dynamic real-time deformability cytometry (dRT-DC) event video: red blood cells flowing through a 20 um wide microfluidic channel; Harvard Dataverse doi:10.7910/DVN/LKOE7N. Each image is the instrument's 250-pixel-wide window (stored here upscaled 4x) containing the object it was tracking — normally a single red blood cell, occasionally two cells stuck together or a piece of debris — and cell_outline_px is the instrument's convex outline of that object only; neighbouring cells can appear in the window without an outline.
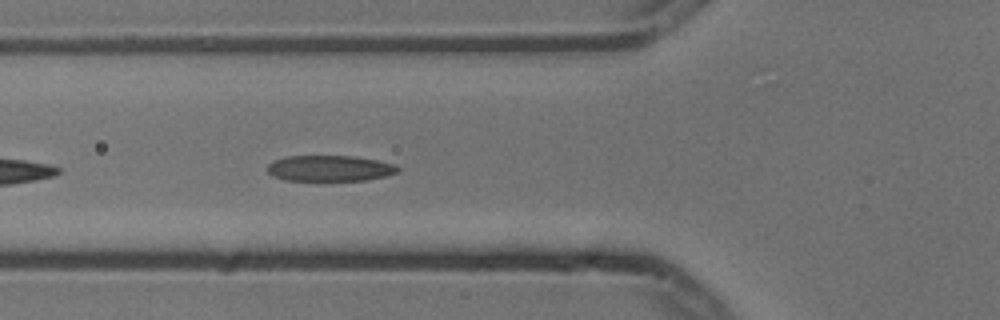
{"species": "common noctule bat (a hibernating species)", "species_latin": "Nyctalus noctula", "temperature_condition": "cold", "stored_images_in_passage": 6, "camera_frame_rate_fps": 3000, "um_per_image_px": 0.085, "animal": {"sex": "male", "body_mass_g": 13.3}, "frame": {"image": 1, "passage_image": 6, "time_ms": 1.667, "image_size_px": [1000, 320], "cell_outline_px": [[400, 172], [388, 176], [368, 180], [324, 184], [320, 184], [284, 180], [272, 176], [268, 172], [268, 164], [272, 160], [288, 156], [352, 156], [376, 160], [396, 164], [400, 168]], "centroid_in_image_um": [28.03, 14.37], "position_along_channel_um": 97.8, "area_um2": 21.1}}